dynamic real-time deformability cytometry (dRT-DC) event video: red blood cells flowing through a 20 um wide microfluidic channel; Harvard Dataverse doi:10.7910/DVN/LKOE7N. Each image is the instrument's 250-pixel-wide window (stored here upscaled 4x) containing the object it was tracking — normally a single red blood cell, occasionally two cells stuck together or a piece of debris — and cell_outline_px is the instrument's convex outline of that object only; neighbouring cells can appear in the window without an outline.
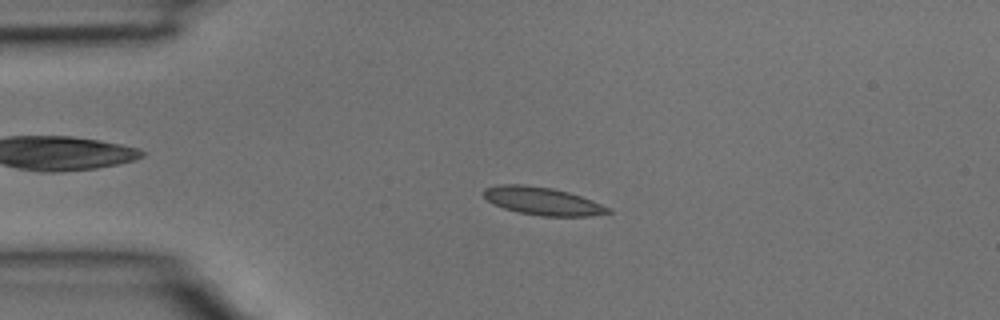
{"species": "common noctule bat (a hibernating species)", "species_latin": "Nyctalus noctula", "temperature_condition": "room temperature", "stored_images_in_passage": 38, "camera_frame_rate_fps": 3000, "um_per_image_px": 0.085, "animal": {"sex": "male", "body_mass_g": 15.6}, "frame": {"image": 1, "passage_image": 8, "time_ms": 2.333, "image_size_px": [1000, 320], "cell_outline_px": [[612, 212], [588, 216], [544, 216], [520, 212], [504, 208], [488, 200], [484, 196], [484, 188], [504, 184], [524, 184], [552, 188], [568, 192], [580, 196], [600, 204], [608, 208]], "centroid_in_image_um": [46.1, 17.08], "position_along_channel_um": 38.9, "area_um2": 19.71}}
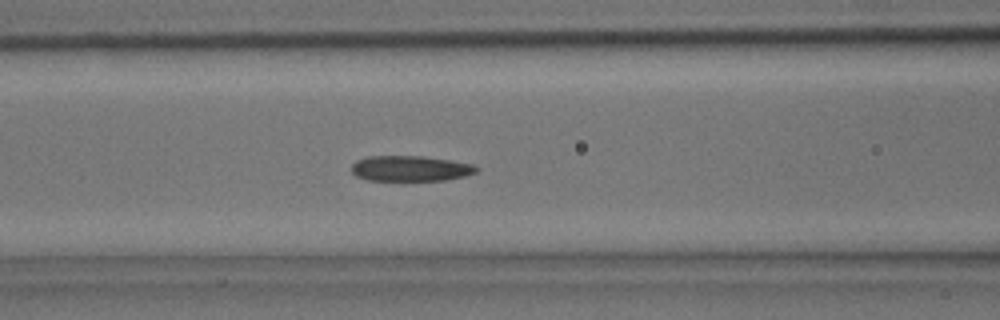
{"frame": {"image": 2, "passage_image": 15, "time_ms": 4.667, "image_size_px": [1000, 320], "cell_outline_px": [[480, 168], [476, 172], [464, 176], [444, 180], [368, 180], [356, 176], [352, 172], [352, 164], [356, 160], [368, 156], [420, 156], [448, 160], [472, 164]], "centroid_in_image_um": [34.86, 14.32], "position_along_channel_um": 131.7, "area_um2": 18.38}}
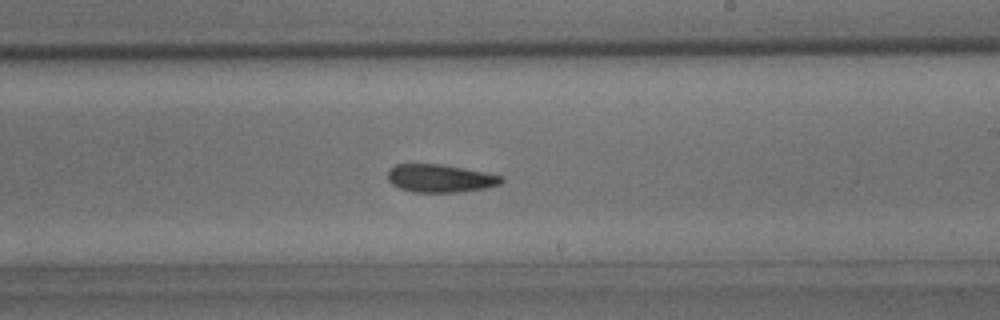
{"frame": {"image": 3, "passage_image": 22, "time_ms": 7.0, "image_size_px": [1000, 320], "cell_outline_px": [[504, 180], [500, 184], [484, 188], [456, 192], [412, 192], [400, 188], [392, 184], [388, 180], [388, 168], [396, 164], [440, 164], [464, 168], [504, 176]], "centroid_in_image_um": [37.4, 15.15], "position_along_channel_um": 251.6, "area_um2": 18.5}}